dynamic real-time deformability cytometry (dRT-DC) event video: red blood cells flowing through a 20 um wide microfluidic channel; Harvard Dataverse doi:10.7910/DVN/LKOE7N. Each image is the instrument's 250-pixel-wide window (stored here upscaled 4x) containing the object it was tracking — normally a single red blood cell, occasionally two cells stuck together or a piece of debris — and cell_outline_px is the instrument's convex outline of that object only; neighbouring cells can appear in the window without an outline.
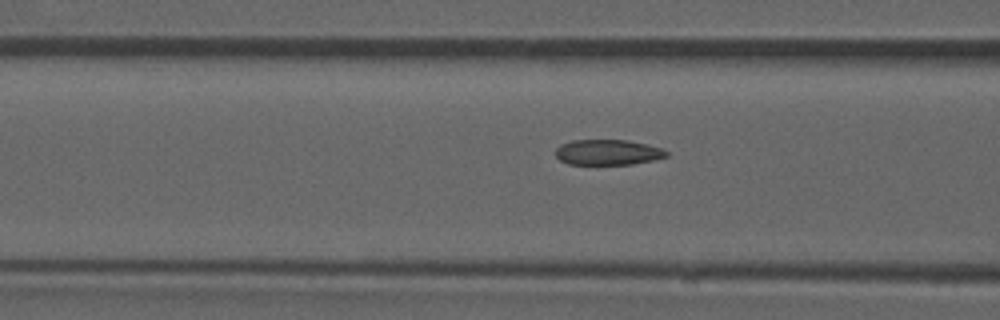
{"species": "common noctule bat (a hibernating species)", "species_latin": "Nyctalus noctula", "temperature_condition": "room temperature", "stored_images_in_passage": 47, "camera_frame_rate_fps": 3000, "um_per_image_px": 0.085, "animal": {"sex": "male", "forearm_length_mm": 52.5}, "frame": {"image": 1, "passage_image": 21, "time_ms": 6.667, "image_size_px": [1000, 320], "cell_outline_px": [[668, 156], [652, 160], [632, 164], [568, 164], [560, 160], [556, 156], [556, 148], [560, 144], [572, 140], [628, 140], [648, 144], [660, 148], [668, 152]], "centroid_in_image_um": [51.65, 12.94], "position_along_channel_um": 115.0, "area_um2": 16.42}}